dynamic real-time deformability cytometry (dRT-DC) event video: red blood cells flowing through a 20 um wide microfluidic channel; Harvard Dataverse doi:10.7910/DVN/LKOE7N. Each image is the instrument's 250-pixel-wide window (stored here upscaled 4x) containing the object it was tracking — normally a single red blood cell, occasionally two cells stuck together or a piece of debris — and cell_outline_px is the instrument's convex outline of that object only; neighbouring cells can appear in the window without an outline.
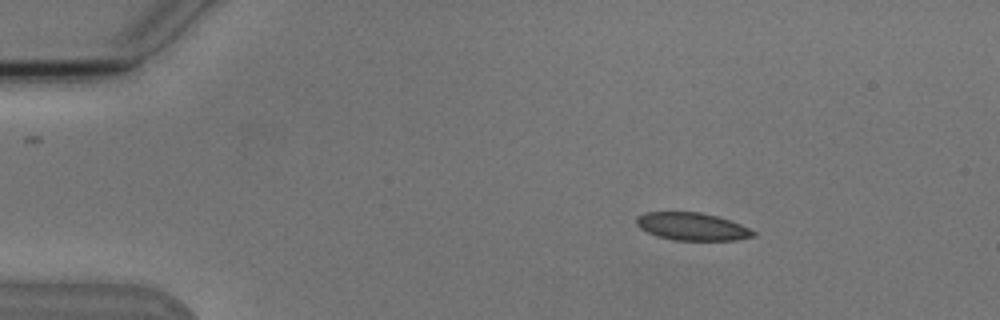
{"species": "Egyptian fruit bat (a non-hibernating species)", "species_latin": "Rousettus aegyptiacus", "temperature_condition": "cold", "stored_images_in_passage": 5, "camera_frame_rate_fps": 3000, "um_per_image_px": 0.085, "animal": {"sex": "male"}, "frame": {"image": 1, "passage_image": 2, "time_ms": 1.333, "image_size_px": [1000, 320], "cell_outline_px": [[756, 236], [736, 240], [672, 240], [656, 236], [640, 228], [636, 224], [636, 216], [644, 212], [700, 212], [716, 216], [740, 224], [756, 232]], "centroid_in_image_um": [58.8, 19.26], "position_along_channel_um": 26.2, "area_um2": 18.84}}
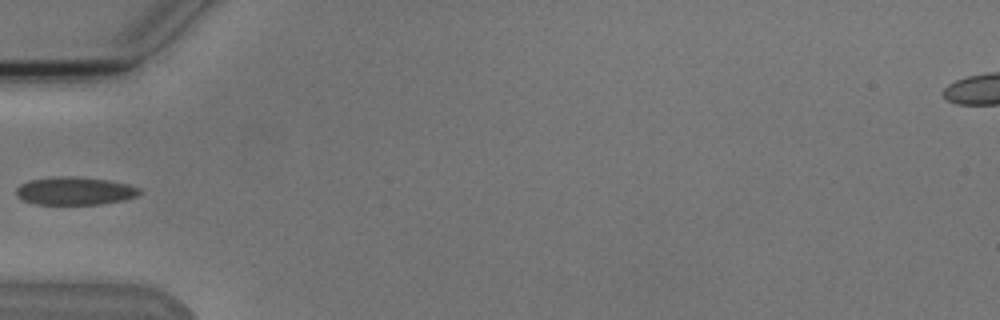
{"frame": {"image": 2, "passage_image": 5, "time_ms": 4.667, "image_size_px": [1000, 320], "cell_outline_px": [[140, 192], [136, 196], [124, 200], [100, 204], [36, 204], [24, 200], [16, 196], [16, 188], [20, 184], [28, 180], [56, 176], [76, 176], [112, 180], [128, 184], [140, 188]], "centroid_in_image_um": [6.35, 16.21], "position_along_channel_um": 78.6, "area_um2": 20.29}}